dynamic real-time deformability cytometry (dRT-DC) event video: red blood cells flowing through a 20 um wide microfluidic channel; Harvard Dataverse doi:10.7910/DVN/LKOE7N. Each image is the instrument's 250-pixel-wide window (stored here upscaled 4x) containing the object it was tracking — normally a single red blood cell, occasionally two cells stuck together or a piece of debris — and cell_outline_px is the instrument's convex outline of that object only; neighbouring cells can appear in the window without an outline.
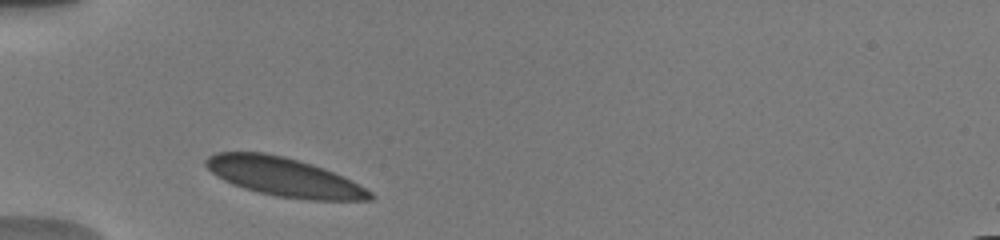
{"species": "human", "species_latin": "Homo sapiens", "temperature_condition": "warm", "stored_images_in_passage": 4, "camera_frame_rate_fps": 3000, "um_per_image_px": 0.085, "donor": {"sex": "male"}, "frame": {"image": 1, "passage_image": 1, "time_ms": 0.0, "image_size_px": [1000, 240], "cell_outline_px": [[376, 196], [372, 200], [308, 200], [276, 196], [244, 188], [232, 184], [216, 176], [204, 164], [204, 160], [208, 156], [216, 152], [264, 152], [284, 156], [332, 172], [352, 180], [372, 192]], "centroid_in_image_um": [24.13, 15.05], "position_along_channel_um": 60.9, "area_um2": 36.82}}
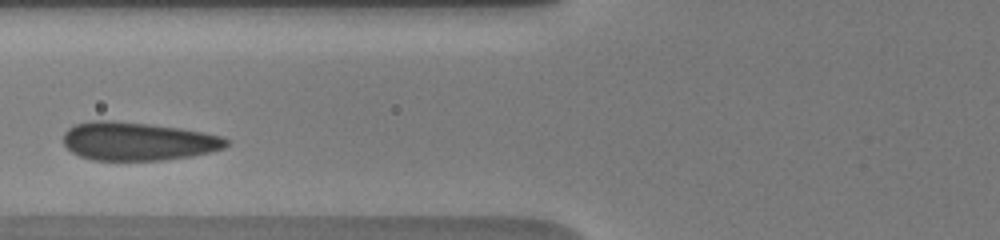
{"frame": {"image": 2, "passage_image": 3, "time_ms": 1.667, "image_size_px": [1000, 240], "cell_outline_px": [[228, 144], [224, 148], [192, 156], [164, 160], [92, 160], [80, 156], [72, 152], [64, 144], [64, 132], [68, 128], [76, 124], [92, 120], [112, 120], [148, 124], [180, 128], [220, 136], [228, 140]], "centroid_in_image_um": [11.68, 12.01], "position_along_channel_um": 114.1, "area_um2": 36.24}}